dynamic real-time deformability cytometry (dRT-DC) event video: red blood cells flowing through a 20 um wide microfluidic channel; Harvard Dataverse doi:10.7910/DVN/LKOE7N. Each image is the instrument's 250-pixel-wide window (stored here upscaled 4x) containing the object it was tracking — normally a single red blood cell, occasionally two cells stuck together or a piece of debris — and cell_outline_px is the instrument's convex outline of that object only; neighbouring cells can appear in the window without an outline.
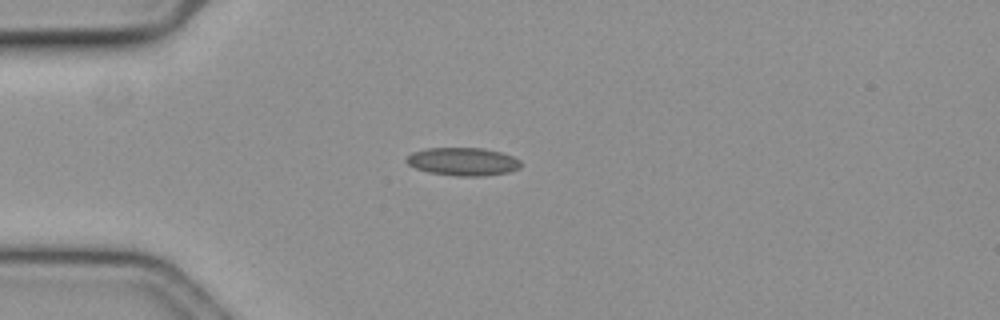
{"species": "common noctule bat (a hibernating species)", "species_latin": "Nyctalus noctula", "temperature_condition": "cold", "stored_images_in_passage": 43, "camera_frame_rate_fps": 3000, "um_per_image_px": 0.085, "animal": {"sex": "female", "body_mass_g": 19.3, "forearm_length_mm": 54.1}, "frame": {"image": 1, "passage_image": 1, "time_ms": 0.0, "image_size_px": [1000, 320], "cell_outline_px": [[520, 168], [508, 172], [484, 176], [456, 176], [428, 172], [416, 168], [408, 164], [404, 160], [412, 152], [424, 148], [484, 148], [500, 152], [512, 156], [520, 160]], "centroid_in_image_um": [39.33, 13.73], "position_along_channel_um": 45.7, "area_um2": 18.73}}
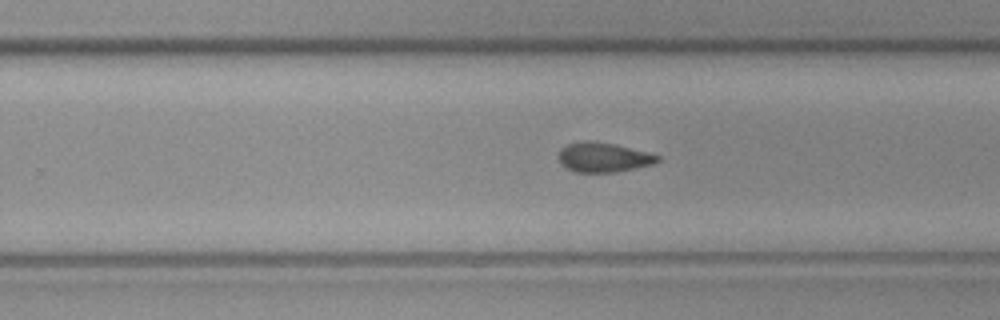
{"frame": {"image": 2, "passage_image": 22, "time_ms": 7.0, "image_size_px": [1000, 320], "cell_outline_px": [[660, 160], [652, 164], [636, 168], [616, 172], [576, 172], [560, 164], [556, 156], [560, 148], [568, 144], [584, 140], [592, 140], [612, 144], [648, 152], [660, 156]], "centroid_in_image_um": [51.24, 13.37], "position_along_channel_um": 278.6, "area_um2": 17.17}}
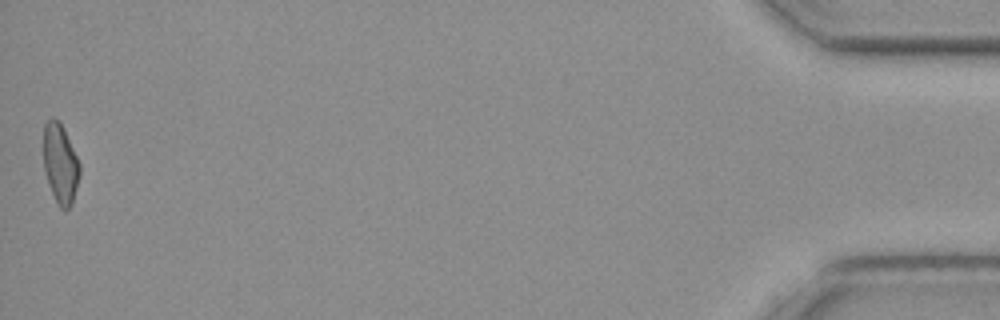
{"frame": {"image": 3, "passage_image": 43, "time_ms": 14.0, "image_size_px": [1000, 320], "cell_outline_px": [[80, 172], [72, 204], [64, 212], [56, 204], [48, 184], [44, 168], [44, 124], [52, 116], [60, 120], [64, 128], [80, 164]], "centroid_in_image_um": [5.12, 13.92], "position_along_channel_um": 430.1, "area_um2": 16.99}, "authors_computed_cell_mechanics": {"area_um2": 17.2822, "velocity_mm_per_s": 3.6075, "shape_relaxation_time_tau1_ms": 6.0, "shape_relaxation_time_tau2_ms": 5.1707, "deformation_change_tau1": 0.1393, "deformation_change_tau2": 0.1131}}